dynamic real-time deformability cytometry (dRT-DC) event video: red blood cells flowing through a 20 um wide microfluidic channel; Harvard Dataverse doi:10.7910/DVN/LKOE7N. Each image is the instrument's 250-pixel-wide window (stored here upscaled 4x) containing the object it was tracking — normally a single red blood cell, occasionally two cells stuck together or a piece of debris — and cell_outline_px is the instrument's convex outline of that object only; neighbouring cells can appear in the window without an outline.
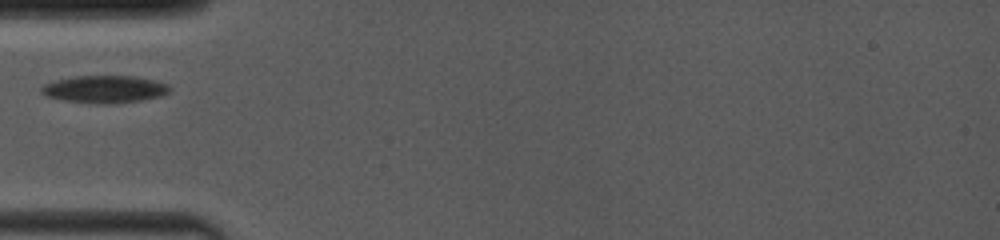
{"species": "common noctule bat (a hibernating species)", "species_latin": "Nyctalus noctula", "temperature_condition": "room temperature", "stored_images_in_passage": 3, "camera_frame_rate_fps": 4000, "um_per_image_px": 0.085, "animal": {"sex": "female", "body_mass_g": 19.0, "forearm_length_mm": 53.3}, "frame": {"image": 1, "passage_image": 1, "time_ms": 0.0, "image_size_px": [1000, 240], "cell_outline_px": [[172, 88], [168, 92], [160, 96], [140, 100], [112, 104], [96, 104], [64, 100], [44, 96], [40, 92], [40, 88], [44, 84], [56, 80], [76, 76], [132, 76], [152, 80], [168, 84]], "centroid_in_image_um": [8.86, 7.59], "position_along_channel_um": 76.1, "area_um2": 20.46}}